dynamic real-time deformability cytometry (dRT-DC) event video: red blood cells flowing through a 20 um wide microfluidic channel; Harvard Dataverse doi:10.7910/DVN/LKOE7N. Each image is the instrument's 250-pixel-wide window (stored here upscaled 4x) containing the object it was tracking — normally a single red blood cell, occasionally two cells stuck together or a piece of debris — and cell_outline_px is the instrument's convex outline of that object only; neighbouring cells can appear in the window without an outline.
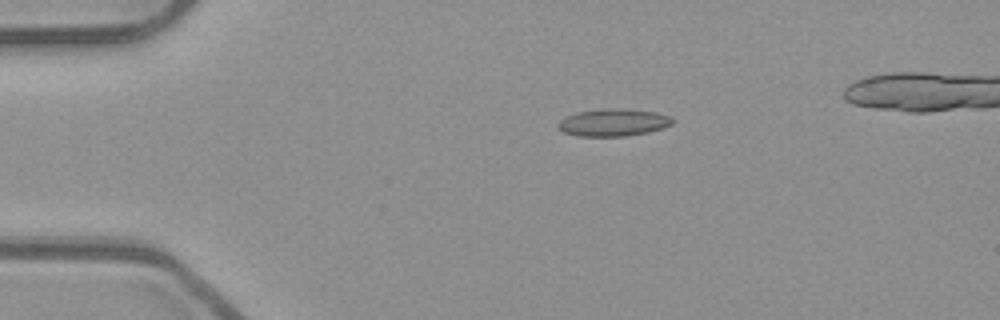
{"species": "common noctule bat (a hibernating species)", "species_latin": "Nyctalus noctula", "temperature_condition": "room temperature", "stored_images_in_passage": 37, "camera_frame_rate_fps": 3000, "um_per_image_px": 0.085, "animal": {"sex": "male", "body_mass_g": 23.1, "forearm_length_mm": 52.7}, "frame": {"image": 1, "passage_image": 1, "time_ms": 0.0, "image_size_px": [1000, 320], "cell_outline_px": [[672, 124], [648, 132], [624, 136], [580, 136], [564, 132], [556, 128], [556, 124], [564, 116], [576, 112], [600, 108], [620, 108], [656, 112], [672, 116]], "centroid_in_image_um": [52.07, 10.39], "position_along_channel_um": 32.9, "area_um2": 18.38}}
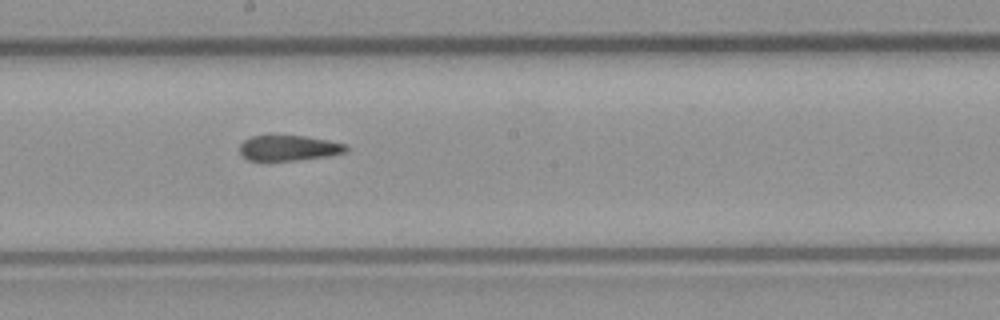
{"frame": {"image": 2, "passage_image": 19, "time_ms": 6.0, "image_size_px": [1000, 320], "cell_outline_px": [[348, 148], [344, 152], [328, 156], [268, 164], [248, 160], [240, 152], [240, 144], [244, 140], [252, 136], [304, 136], [328, 140], [344, 144]], "centroid_in_image_um": [24.47, 12.63], "position_along_channel_um": 223.7, "area_um2": 16.18}}
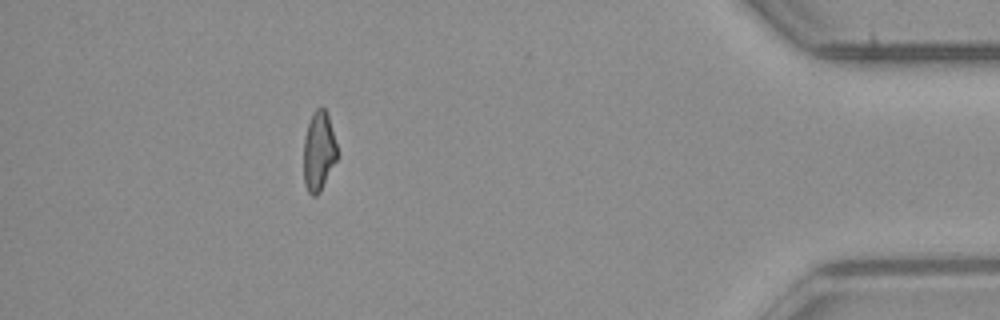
{"frame": {"image": 3, "passage_image": 37, "time_ms": 12.0, "image_size_px": [1000, 320], "cell_outline_px": [[336, 160], [320, 192], [316, 196], [312, 196], [308, 192], [304, 184], [304, 136], [312, 112], [320, 104], [324, 108], [328, 116], [336, 144]], "centroid_in_image_um": [27.07, 12.84], "position_along_channel_um": 408.1, "area_um2": 15.43}, "authors_computed_cell_mechanics": {"area_um2": 16.8776, "velocity_mm_per_s": 3.9797, "shape_relaxation_time_tau1_ms": null, "shape_relaxation_time_tau2_ms": 2.937, "deformation_change_tau1": null, "deformation_change_tau2": 0.1166}}